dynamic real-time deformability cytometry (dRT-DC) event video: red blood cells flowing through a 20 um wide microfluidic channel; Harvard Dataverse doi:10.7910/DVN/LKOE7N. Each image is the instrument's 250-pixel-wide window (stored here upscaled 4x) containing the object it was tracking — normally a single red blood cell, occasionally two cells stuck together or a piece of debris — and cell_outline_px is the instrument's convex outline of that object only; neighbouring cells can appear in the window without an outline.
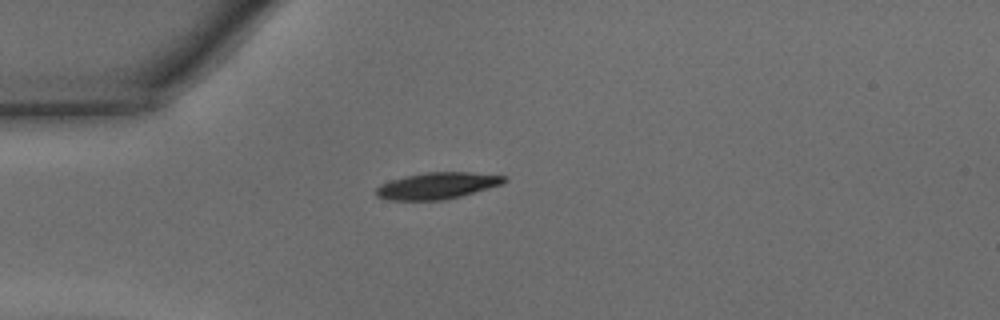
{"species": "common noctule bat (a hibernating species)", "species_latin": "Nyctalus noctula", "temperature_condition": "warm", "stored_images_in_passage": 35, "camera_frame_rate_fps": 3000, "um_per_image_px": 0.085, "animal": {"sex": "male", "body_mass_g": 15.6}, "frame": {"image": 1, "passage_image": 1, "time_ms": 0.0, "image_size_px": [1000, 320], "cell_outline_px": [[508, 180], [504, 184], [460, 196], [440, 200], [388, 200], [376, 196], [372, 192], [380, 184], [404, 176], [428, 172], [472, 172], [508, 176]], "centroid_in_image_um": [37.17, 15.78], "position_along_channel_um": 47.8, "area_um2": 20.0}}
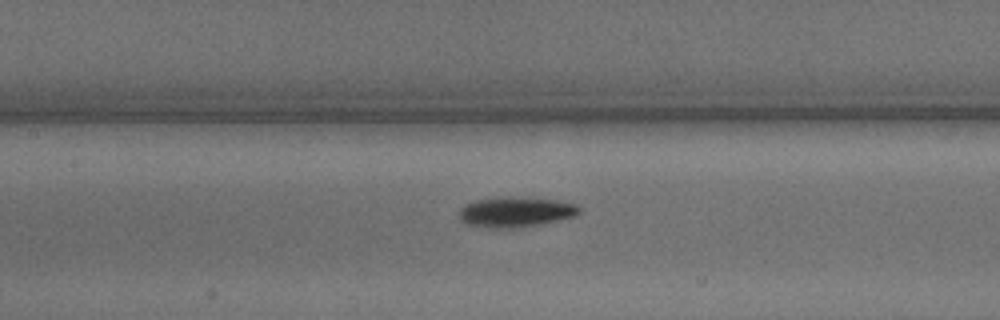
{"frame": {"image": 2, "passage_image": 10, "time_ms": 3.0, "image_size_px": [1000, 320], "cell_outline_px": [[580, 212], [576, 216], [540, 224], [512, 228], [488, 228], [464, 224], [460, 220], [460, 208], [464, 204], [476, 200], [508, 196], [516, 196], [556, 200], [576, 204], [580, 208]], "centroid_in_image_um": [43.81, 18.01], "position_along_channel_um": 163.6, "area_um2": 21.33}}
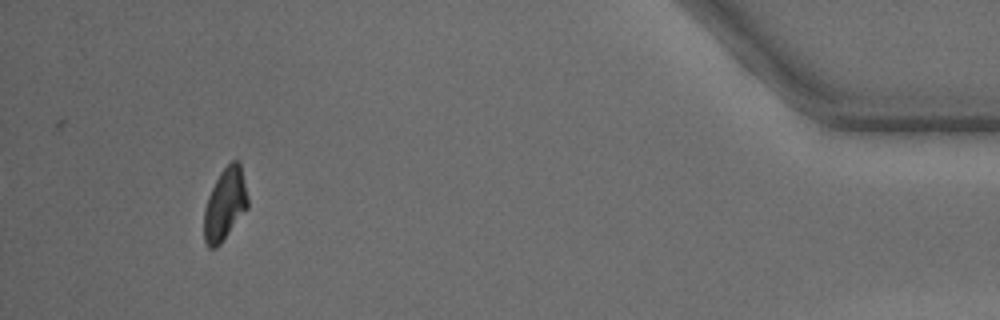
{"frame": {"image": 3, "passage_image": 32, "time_ms": 10.333, "image_size_px": [1000, 320], "cell_outline_px": [[248, 208], [220, 244], [216, 248], [208, 248], [204, 240], [204, 208], [208, 196], [220, 172], [232, 160], [236, 160], [240, 164], [248, 196]], "centroid_in_image_um": [19.12, 17.38], "position_along_channel_um": 416.1, "area_um2": 18.32}, "authors_computed_cell_mechanics": {"area_um2": 19.5942, "velocity_mm_per_s": 4.3468, "shape_relaxation_time_tau1_ms": 4.0926, "shape_relaxation_time_tau2_ms": 11.3888, "deformation_change_tau1": 0.1764, "deformation_change_tau2": 0.2076}}